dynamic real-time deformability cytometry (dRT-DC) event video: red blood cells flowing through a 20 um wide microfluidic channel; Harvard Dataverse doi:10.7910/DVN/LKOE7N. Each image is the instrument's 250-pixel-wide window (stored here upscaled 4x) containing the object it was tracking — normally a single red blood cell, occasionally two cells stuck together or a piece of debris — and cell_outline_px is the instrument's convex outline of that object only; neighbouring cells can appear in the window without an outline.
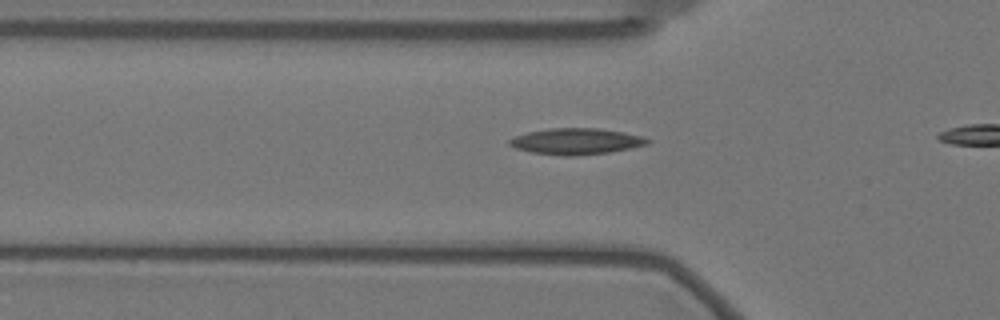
{"species": "Egyptian fruit bat (a non-hibernating species)", "species_latin": "Rousettus aegyptiacus", "temperature_condition": "warm", "stored_images_in_passage": 11, "camera_frame_rate_fps": 3000, "um_per_image_px": 0.085, "animal": {"sex": "female"}, "frame": {"image": 1, "passage_image": 5, "time_ms": 1.333, "image_size_px": [1000, 320], "cell_outline_px": [[652, 140], [648, 144], [632, 148], [608, 152], [572, 156], [564, 156], [532, 152], [516, 148], [508, 144], [508, 140], [516, 136], [528, 132], [552, 128], [596, 128], [620, 132], [640, 136]], "centroid_in_image_um": [48.97, 12.02], "position_along_channel_um": 76.8, "area_um2": 20.75}}
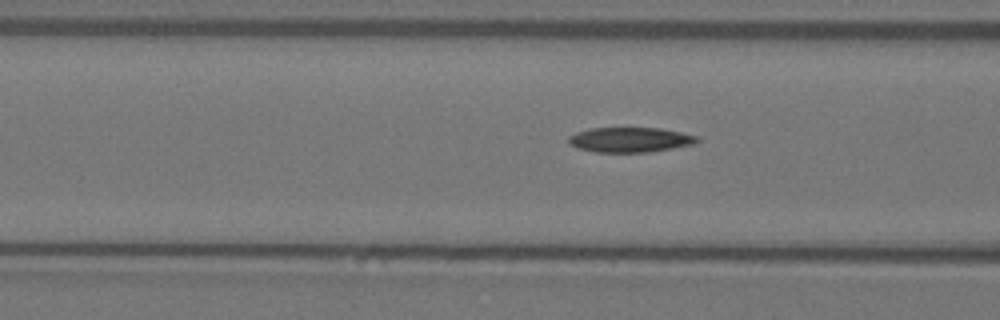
{"frame": {"image": 2, "passage_image": 8, "time_ms": 2.333, "image_size_px": [1000, 320], "cell_outline_px": [[700, 140], [692, 144], [672, 148], [648, 152], [596, 152], [576, 148], [568, 140], [568, 136], [576, 132], [588, 128], [660, 128], [700, 136]], "centroid_in_image_um": [53.55, 11.87], "position_along_channel_um": 113.1, "area_um2": 18.67}}